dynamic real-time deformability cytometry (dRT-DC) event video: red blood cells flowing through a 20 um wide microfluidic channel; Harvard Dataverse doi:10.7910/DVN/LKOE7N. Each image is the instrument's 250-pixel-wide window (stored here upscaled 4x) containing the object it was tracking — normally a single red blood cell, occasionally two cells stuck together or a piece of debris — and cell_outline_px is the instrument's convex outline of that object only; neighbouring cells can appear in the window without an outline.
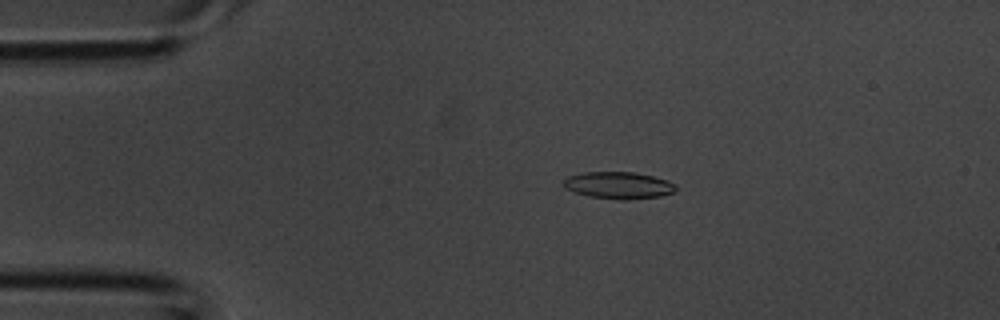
{"species": "common noctule bat (a hibernating species)", "species_latin": "Nyctalus noctula", "temperature_condition": "room temperature", "stored_images_in_passage": 37, "camera_frame_rate_fps": 3000, "um_per_image_px": 0.085, "animal": {"sex": "male", "body_mass_g": 20.1, "forearm_length_mm": 53.5}, "frame": {"image": 1, "passage_image": 7, "time_ms": 2.0, "image_size_px": [1000, 320], "cell_outline_px": [[676, 192], [660, 196], [628, 200], [620, 200], [588, 196], [564, 188], [564, 180], [568, 176], [584, 172], [636, 172], [668, 180], [676, 188]], "centroid_in_image_um": [52.58, 15.75], "position_along_channel_um": 32.4, "area_um2": 17.63}}
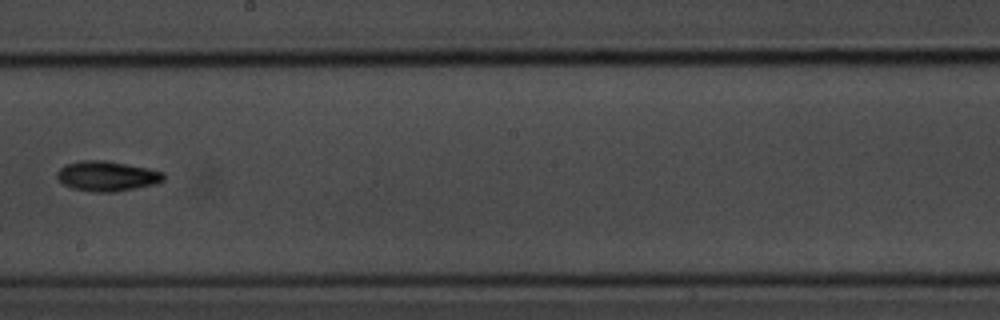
{"frame": {"image": 2, "passage_image": 21, "time_ms": 6.667, "image_size_px": [1000, 320], "cell_outline_px": [[164, 180], [156, 184], [112, 192], [92, 192], [72, 188], [64, 184], [56, 176], [56, 172], [64, 164], [80, 160], [108, 160], [148, 168], [164, 172]], "centroid_in_image_um": [9.08, 14.95], "position_along_channel_um": 239.1, "area_um2": 18.79}}
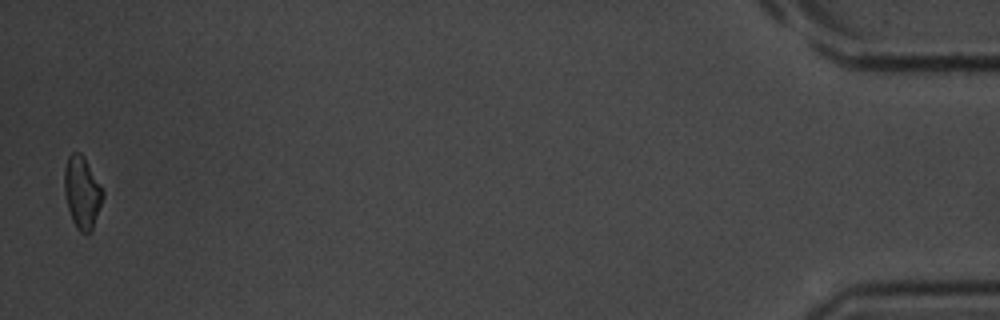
{"frame": {"image": 3, "passage_image": 37, "time_ms": 12.0, "image_size_px": [1000, 320], "cell_outline_px": [[104, 196], [92, 232], [88, 236], [80, 232], [76, 228], [72, 220], [68, 208], [64, 192], [64, 168], [68, 156], [72, 152], [80, 152], [84, 156], [104, 188]], "centroid_in_image_um": [7.0, 16.37], "position_along_channel_um": 428.2, "area_um2": 16.7}}